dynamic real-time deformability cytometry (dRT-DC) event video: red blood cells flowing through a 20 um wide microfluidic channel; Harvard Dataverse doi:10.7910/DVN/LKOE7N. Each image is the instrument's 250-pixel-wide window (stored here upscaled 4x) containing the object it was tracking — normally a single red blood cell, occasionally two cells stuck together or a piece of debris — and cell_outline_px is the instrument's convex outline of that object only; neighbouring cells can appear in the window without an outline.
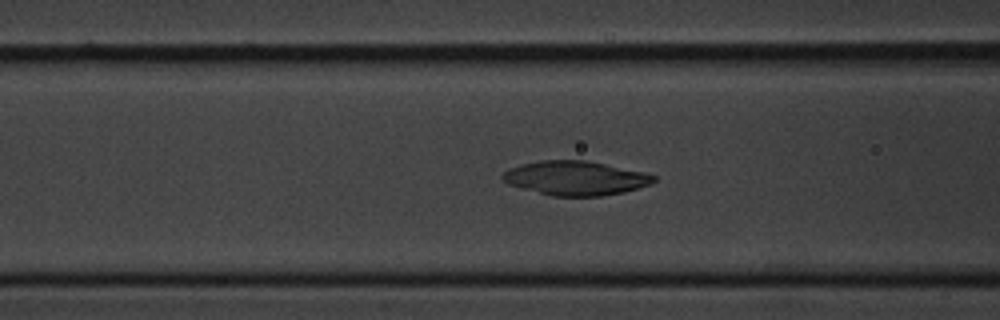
{"species": "common noctule bat (a hibernating species)", "species_latin": "Nyctalus noctula", "temperature_condition": "cold", "stored_images_in_passage": 48, "camera_frame_rate_fps": 3000, "um_per_image_px": 0.085, "animal": {"sex": "male", "body_mass_g": 20.1, "forearm_length_mm": 53.5}, "frame": {"image": 1, "passage_image": 17, "time_ms": 5.333, "image_size_px": [1000, 320], "cell_outline_px": [[656, 180], [652, 184], [624, 192], [600, 196], [552, 196], [508, 184], [500, 176], [504, 172], [512, 168], [524, 164], [544, 160], [588, 160], [640, 172], [656, 176]], "centroid_in_image_um": [48.93, 15.15], "position_along_channel_um": 117.7, "area_um2": 29.71}}
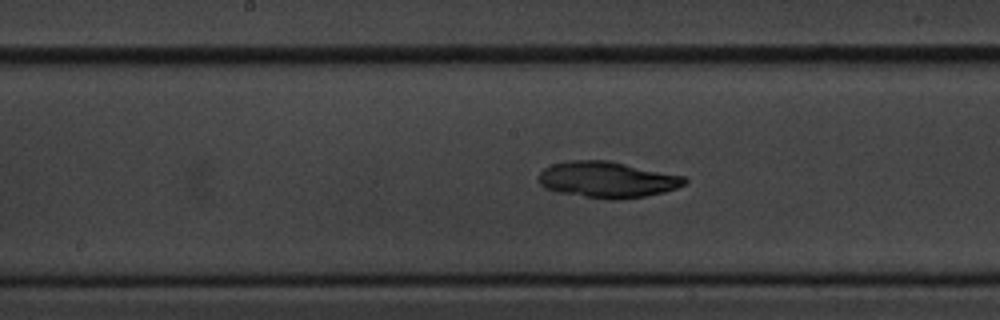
{"frame": {"image": 2, "passage_image": 24, "time_ms": 7.667, "image_size_px": [1000, 320], "cell_outline_px": [[688, 180], [684, 184], [676, 188], [664, 192], [644, 196], [620, 200], [608, 200], [556, 192], [544, 188], [540, 184], [540, 172], [544, 168], [552, 164], [568, 160], [608, 160], [684, 176]], "centroid_in_image_um": [51.6, 15.27], "position_along_channel_um": 196.6, "area_um2": 30.81}}
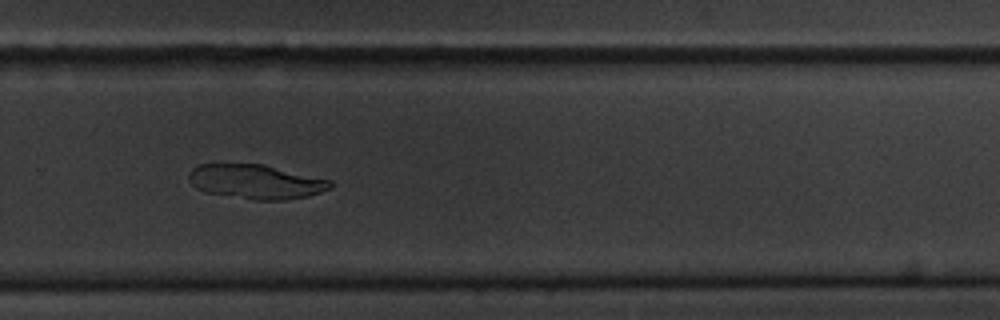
{"frame": {"image": 3, "passage_image": 34, "time_ms": 11.0, "image_size_px": [1000, 320], "cell_outline_px": [[332, 188], [308, 196], [284, 200], [256, 200], [204, 192], [196, 188], [188, 180], [188, 172], [196, 164], [264, 164], [332, 180]], "centroid_in_image_um": [21.74, 15.44], "position_along_channel_um": 308.1, "area_um2": 28.55}}